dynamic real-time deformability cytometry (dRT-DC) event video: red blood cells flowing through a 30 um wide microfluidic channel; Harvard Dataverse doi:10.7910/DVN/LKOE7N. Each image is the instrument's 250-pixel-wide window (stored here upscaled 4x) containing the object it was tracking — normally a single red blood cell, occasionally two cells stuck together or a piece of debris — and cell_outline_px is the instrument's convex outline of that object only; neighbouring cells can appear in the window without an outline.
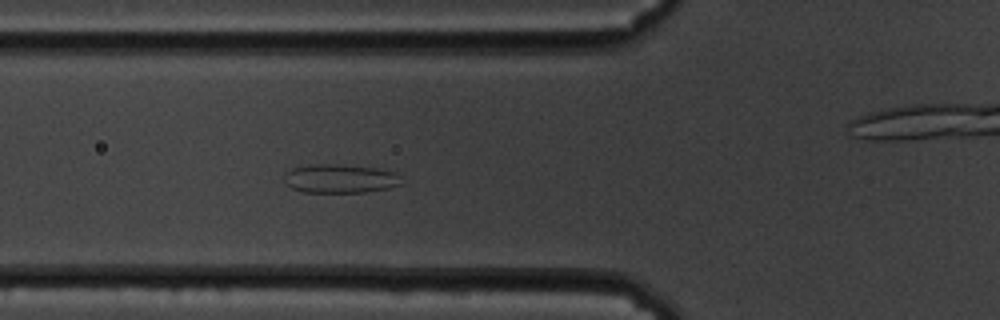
{"species": "common noctule bat (a hibernating species)", "species_latin": "Nyctalus noctula", "temperature_condition": "cold", "stored_images_in_passage": 42, "camera_frame_rate_fps": 3000, "um_per_image_px": 0.085, "animal": {"sex": "male", "body_mass_g": 19.5, "forearm_length_mm": 54.6}, "frame": {"image": 1, "passage_image": 3, "time_ms": 0.667, "image_size_px": [1000, 320], "cell_outline_px": [[404, 184], [388, 188], [364, 192], [304, 192], [292, 188], [284, 180], [284, 172], [292, 168], [312, 164], [332, 164], [376, 168], [396, 172]], "centroid_in_image_um": [28.91, 15.18], "position_along_channel_um": 96.9, "area_um2": 19.65}}
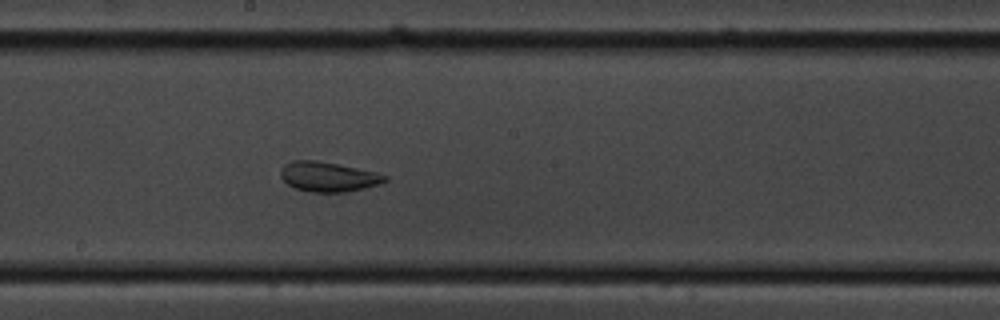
{"frame": {"image": 2, "passage_image": 14, "time_ms": 4.333, "image_size_px": [1000, 320], "cell_outline_px": [[388, 180], [380, 184], [348, 192], [308, 192], [296, 188], [288, 184], [280, 176], [280, 168], [284, 164], [292, 160], [316, 160], [376, 172], [388, 176]], "centroid_in_image_um": [27.89, 15.02], "position_along_channel_um": 220.3, "area_um2": 18.15}}
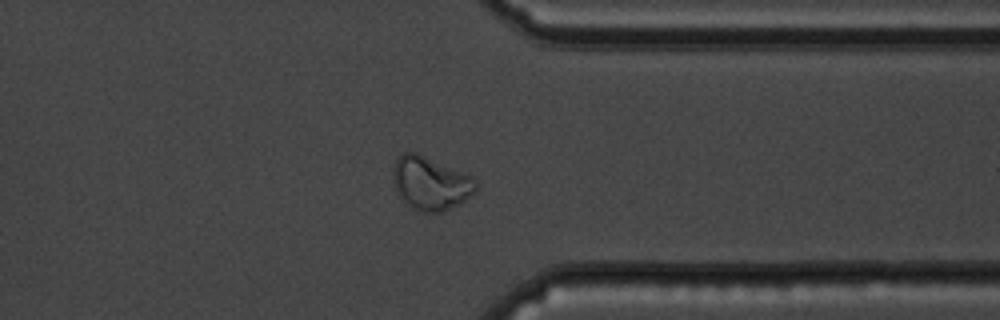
{"frame": {"image": 3, "passage_image": 28, "time_ms": 9.0, "image_size_px": [1000, 320], "cell_outline_px": [[476, 188], [460, 204], [444, 212], [420, 212], [404, 204], [396, 192], [392, 180], [392, 168], [396, 160], [404, 152], [416, 152], [472, 176], [476, 184]], "centroid_in_image_um": [36.53, 15.6], "position_along_channel_um": 374.9, "area_um2": 25.84}}